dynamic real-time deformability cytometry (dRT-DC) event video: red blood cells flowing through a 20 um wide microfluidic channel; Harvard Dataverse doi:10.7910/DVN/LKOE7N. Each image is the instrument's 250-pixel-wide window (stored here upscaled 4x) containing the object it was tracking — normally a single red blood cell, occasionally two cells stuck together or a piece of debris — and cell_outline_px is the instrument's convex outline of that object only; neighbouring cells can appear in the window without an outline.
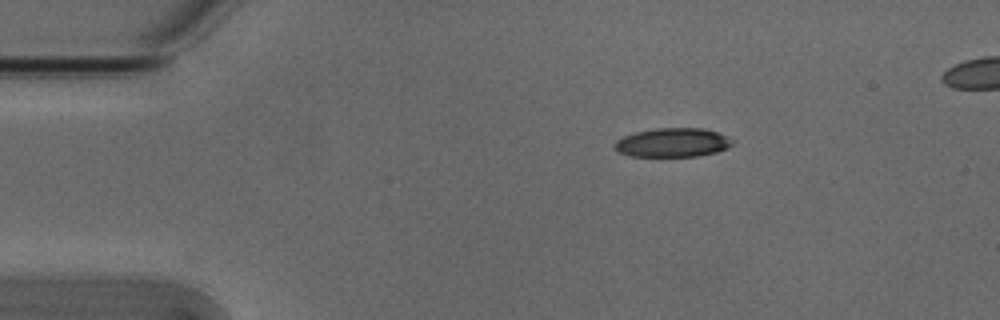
{"species": "Egyptian fruit bat (a non-hibernating species)", "species_latin": "Rousettus aegyptiacus", "temperature_condition": "cold", "stored_images_in_passage": 4, "camera_frame_rate_fps": 3000, "um_per_image_px": 0.085, "animal": {"sex": "male"}, "frame": {"image": 1, "passage_image": 1, "time_ms": 0.0, "image_size_px": [1000, 320], "cell_outline_px": [[736, 140], [728, 148], [716, 152], [700, 156], [628, 156], [620, 152], [612, 144], [616, 140], [624, 136], [636, 132], [656, 128], [704, 128], [716, 132]], "centroid_in_image_um": [57.2, 12.12], "position_along_channel_um": 27.8, "area_um2": 19.94}}
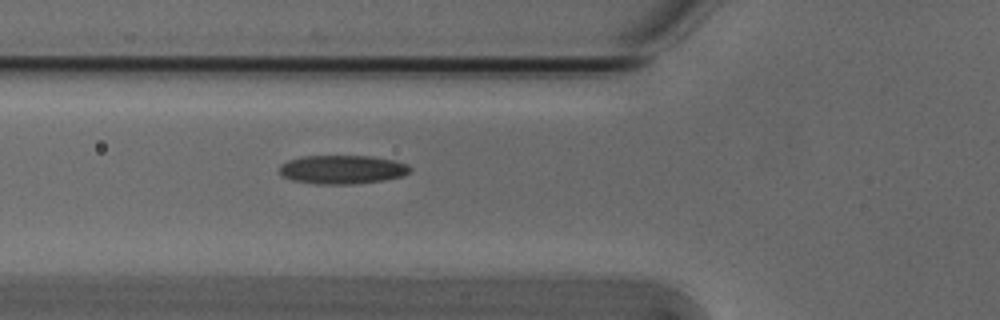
{"frame": {"image": 2, "passage_image": 4, "time_ms": 1.0, "image_size_px": [1000, 320], "cell_outline_px": [[412, 168], [404, 176], [384, 180], [352, 184], [316, 184], [292, 180], [280, 176], [280, 164], [288, 160], [304, 156], [372, 156], [392, 160], [408, 164]], "centroid_in_image_um": [29.08, 14.41], "position_along_channel_um": 96.7, "area_um2": 21.96}}